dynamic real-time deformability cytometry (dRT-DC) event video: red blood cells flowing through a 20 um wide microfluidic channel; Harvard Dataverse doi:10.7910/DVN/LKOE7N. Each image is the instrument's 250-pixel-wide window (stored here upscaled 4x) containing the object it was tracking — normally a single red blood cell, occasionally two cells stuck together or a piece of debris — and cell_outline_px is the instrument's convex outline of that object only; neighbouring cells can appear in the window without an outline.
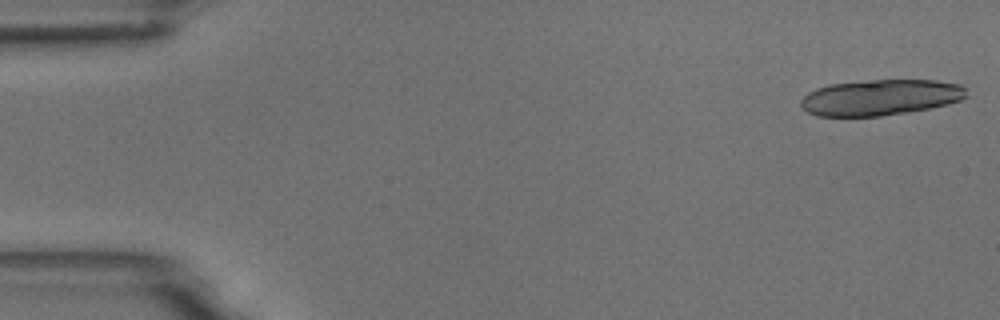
{"species": "common noctule bat (a hibernating species)", "species_latin": "Nyctalus noctula", "temperature_condition": "room temperature", "stored_images_in_passage": 18, "camera_frame_rate_fps": 3000, "um_per_image_px": 0.085, "animal": {"sex": "male", "body_mass_g": 18.8}, "frame": {"image": 1, "passage_image": 1, "time_ms": 0.0, "image_size_px": [1000, 320], "cell_outline_px": [[968, 96], [960, 100], [948, 104], [928, 108], [880, 116], [816, 116], [808, 112], [800, 104], [800, 100], [808, 92], [816, 88], [832, 84], [876, 80], [936, 80], [960, 84], [964, 88]], "centroid_in_image_um": [74.83, 8.28], "position_along_channel_um": 10.2, "area_um2": 34.33}}